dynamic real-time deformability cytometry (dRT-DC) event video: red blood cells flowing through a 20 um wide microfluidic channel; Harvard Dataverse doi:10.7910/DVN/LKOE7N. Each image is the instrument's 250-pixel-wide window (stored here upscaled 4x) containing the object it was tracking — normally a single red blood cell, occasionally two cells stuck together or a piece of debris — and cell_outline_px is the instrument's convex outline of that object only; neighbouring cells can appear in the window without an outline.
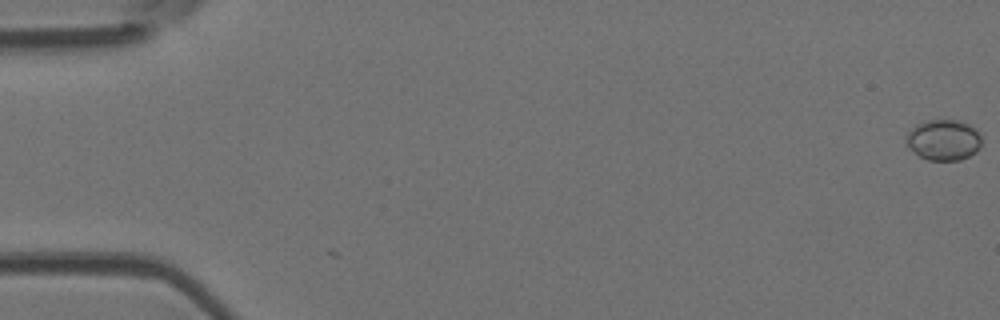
{"species": "Egyptian fruit bat (a non-hibernating species)", "species_latin": "Rousettus aegyptiacus", "temperature_condition": "room temperature", "stored_images_in_passage": 9, "camera_frame_rate_fps": 3000, "um_per_image_px": 0.085, "animal": {"sex": "female"}, "frame": {"image": 1, "passage_image": 1, "time_ms": 0.0, "image_size_px": [1000, 320], "cell_outline_px": [[980, 144], [976, 152], [960, 160], [928, 160], [920, 156], [908, 144], [908, 132], [916, 124], [928, 120], [964, 120], [980, 136]], "centroid_in_image_um": [80.22, 11.88], "position_along_channel_um": 4.8, "area_um2": 17.46}}
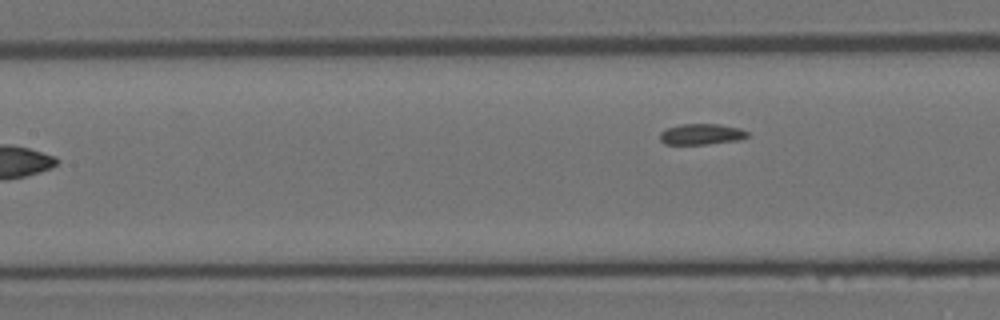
{"frame": {"image": 2, "passage_image": 9, "time_ms": 9.333, "image_size_px": [1000, 320], "cell_outline_px": [[748, 136], [740, 140], [708, 144], [664, 144], [660, 140], [660, 132], [668, 128], [680, 124], [720, 124], [740, 128], [748, 132]], "centroid_in_image_um": [59.63, 11.41], "position_along_channel_um": 147.8, "area_um2": 10.69}}